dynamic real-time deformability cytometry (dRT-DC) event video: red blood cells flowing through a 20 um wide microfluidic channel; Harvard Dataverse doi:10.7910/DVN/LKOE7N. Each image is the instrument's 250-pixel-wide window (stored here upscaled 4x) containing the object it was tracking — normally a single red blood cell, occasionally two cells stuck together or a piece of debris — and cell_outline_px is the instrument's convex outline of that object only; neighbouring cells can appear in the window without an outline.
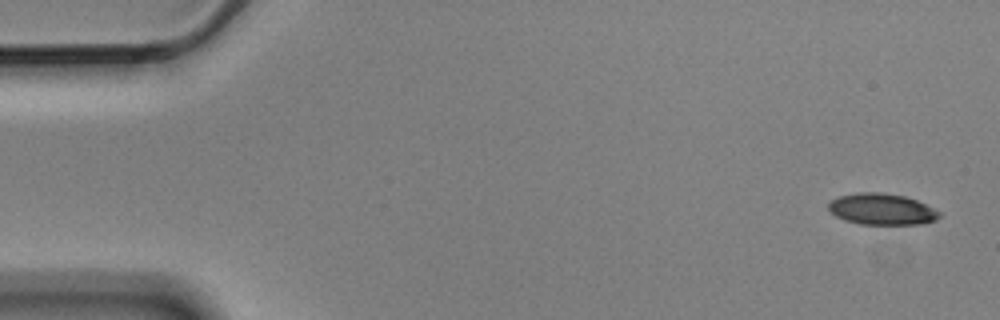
{"species": "Egyptian fruit bat (a non-hibernating species)", "species_latin": "Rousettus aegyptiacus", "temperature_condition": "cold", "stored_images_in_passage": 5, "camera_frame_rate_fps": 3000, "um_per_image_px": 0.085, "animal": {"sex": "male"}, "frame": {"image": 1, "passage_image": 1, "time_ms": 0.0, "image_size_px": [1000, 320], "cell_outline_px": [[940, 216], [936, 220], [920, 224], [860, 224], [844, 220], [836, 216], [828, 208], [828, 204], [832, 200], [840, 196], [856, 192], [880, 192], [904, 196], [916, 200], [940, 212]], "centroid_in_image_um": [74.94, 17.78], "position_along_channel_um": 10.1, "area_um2": 20.06}}
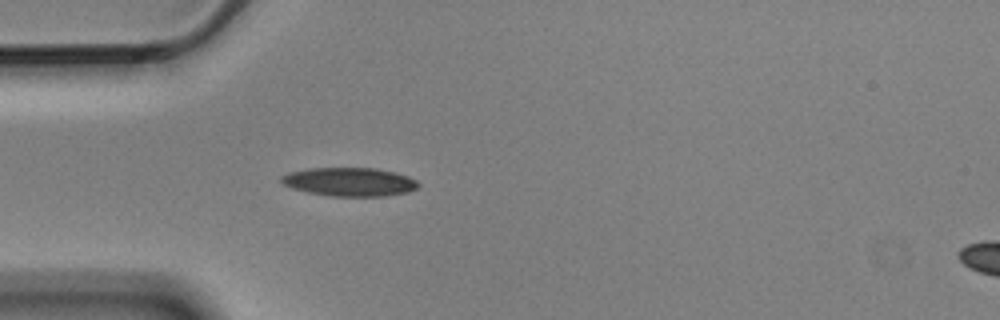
{"frame": {"image": 2, "passage_image": 5, "time_ms": 1.333, "image_size_px": [1000, 320], "cell_outline_px": [[420, 184], [416, 188], [408, 192], [384, 196], [332, 196], [308, 192], [292, 188], [284, 184], [280, 180], [280, 176], [288, 172], [308, 168], [376, 168], [396, 172], [408, 176], [416, 180]], "centroid_in_image_um": [29.71, 15.45], "position_along_channel_um": 55.3, "area_um2": 22.89}}